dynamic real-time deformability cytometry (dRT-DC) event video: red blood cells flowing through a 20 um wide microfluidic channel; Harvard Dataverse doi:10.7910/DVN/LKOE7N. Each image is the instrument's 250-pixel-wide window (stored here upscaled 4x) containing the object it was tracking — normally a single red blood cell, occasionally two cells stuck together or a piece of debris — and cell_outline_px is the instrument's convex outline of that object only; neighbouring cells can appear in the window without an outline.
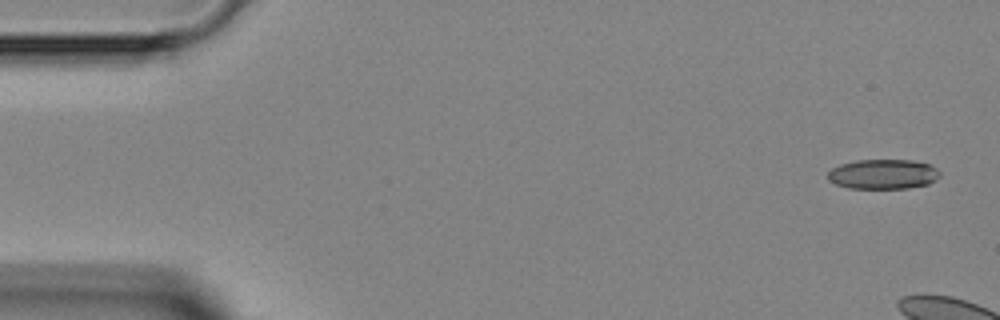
{"species": "Egyptian fruit bat (a non-hibernating species)", "species_latin": "Rousettus aegyptiacus", "temperature_condition": "room temperature", "stored_images_in_passage": 5, "camera_frame_rate_fps": 3000, "um_per_image_px": 0.085, "animal": {"sex": "female"}, "frame": {"image": 1, "passage_image": 1, "time_ms": 0.0, "image_size_px": [1000, 320], "cell_outline_px": [[940, 176], [936, 180], [928, 184], [908, 188], [848, 188], [836, 184], [828, 180], [828, 172], [832, 168], [840, 164], [856, 160], [912, 160], [928, 164], [936, 168], [940, 172]], "centroid_in_image_um": [75.06, 14.8], "position_along_channel_um": 9.9, "area_um2": 19.48}}